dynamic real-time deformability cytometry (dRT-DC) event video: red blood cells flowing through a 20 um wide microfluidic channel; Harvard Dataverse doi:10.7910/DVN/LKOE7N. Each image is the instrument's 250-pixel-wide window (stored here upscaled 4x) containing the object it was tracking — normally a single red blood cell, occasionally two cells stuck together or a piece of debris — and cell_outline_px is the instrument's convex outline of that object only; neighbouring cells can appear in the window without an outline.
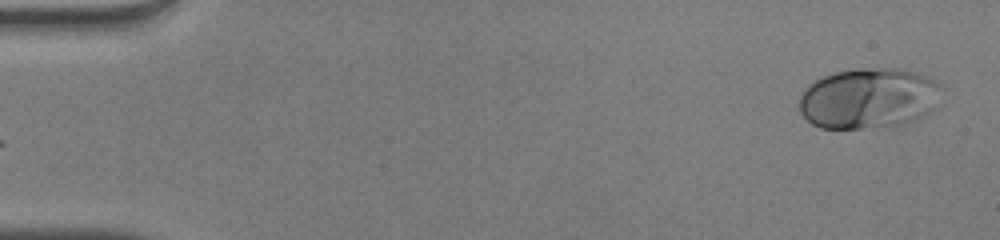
{"species": "human", "species_latin": "Homo sapiens", "temperature_condition": "warm", "stored_images_in_passage": 49, "camera_frame_rate_fps": 3000, "um_per_image_px": 0.085, "donor": {"sex": "male"}, "frame": {"image": 1, "passage_image": 1, "time_ms": 0.0, "image_size_px": [1000, 240], "cell_outline_px": [[940, 88], [932, 108], [928, 112], [912, 120], [900, 124], [860, 128], [820, 128], [812, 124], [800, 112], [800, 96], [804, 88], [808, 84], [824, 76], [836, 72], [860, 68], [900, 68], [916, 72], [932, 80]], "centroid_in_image_um": [73.75, 8.34], "position_along_channel_um": 11.3, "area_um2": 49.42}}
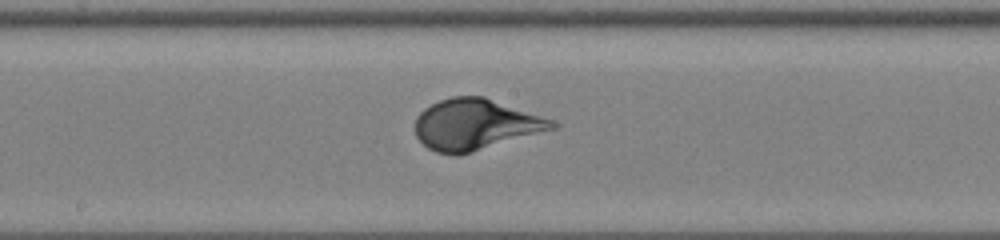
{"frame": {"image": 2, "passage_image": 26, "time_ms": 8.333, "image_size_px": [1000, 240], "cell_outline_px": [[560, 128], [472, 152], [436, 152], [428, 148], [416, 136], [416, 116], [424, 108], [440, 100], [452, 96], [484, 96], [556, 120], [560, 124]], "centroid_in_image_um": [40.51, 10.55], "position_along_channel_um": 207.7, "area_um2": 40.63}}
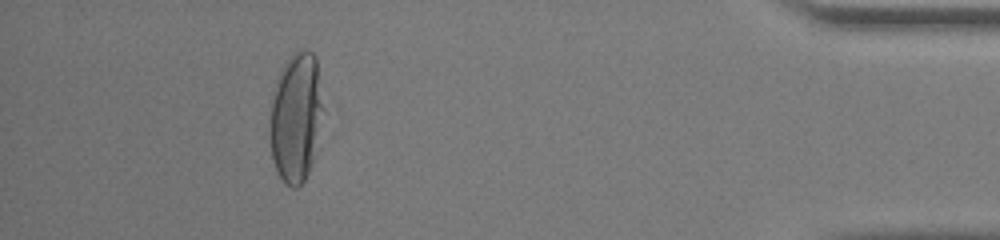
{"frame": {"image": 3, "passage_image": 45, "time_ms": 14.667, "image_size_px": [1000, 240], "cell_outline_px": [[324, 108], [312, 164], [304, 180], [296, 188], [292, 188], [284, 184], [272, 160], [268, 132], [268, 124], [272, 100], [276, 80], [284, 64], [292, 52], [300, 48], [304, 48], [312, 52], [316, 56]], "centroid_in_image_um": [25.14, 9.95], "position_along_channel_um": 410.1, "area_um2": 40.86}}